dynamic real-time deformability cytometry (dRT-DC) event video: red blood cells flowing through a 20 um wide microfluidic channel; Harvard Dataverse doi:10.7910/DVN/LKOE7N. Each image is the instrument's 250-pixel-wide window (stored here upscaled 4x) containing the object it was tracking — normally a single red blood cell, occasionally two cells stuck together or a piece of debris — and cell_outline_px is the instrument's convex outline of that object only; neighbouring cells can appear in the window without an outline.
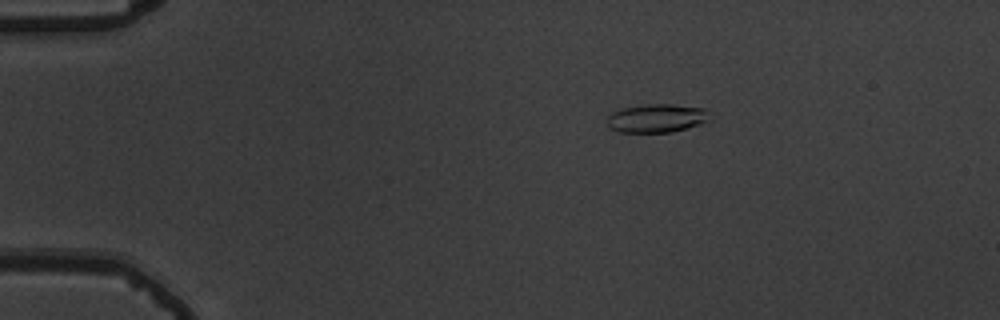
{"species": "common noctule bat (a hibernating species)", "species_latin": "Nyctalus noctula", "temperature_condition": "warm", "stored_images_in_passage": 48, "camera_frame_rate_fps": 3000, "um_per_image_px": 0.085, "animal": {"sex": "male", "body_mass_g": 19.5, "forearm_length_mm": 54.6}, "frame": {"image": 1, "passage_image": 3, "time_ms": 0.667, "image_size_px": [1000, 320], "cell_outline_px": [[708, 120], [684, 128], [668, 132], [620, 132], [608, 128], [608, 116], [612, 112], [624, 108], [648, 104], [672, 104], [704, 108]], "centroid_in_image_um": [55.73, 10.04], "position_along_channel_um": 29.3, "area_um2": 16.53}}
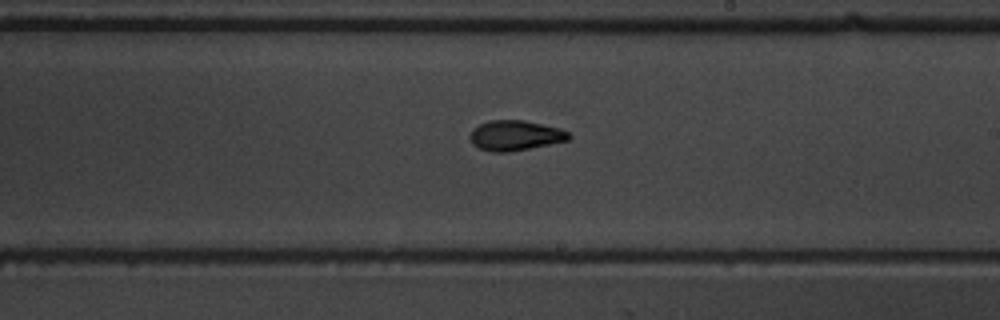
{"frame": {"image": 2, "passage_image": 26, "time_ms": 8.333, "image_size_px": [1000, 320], "cell_outline_px": [[572, 136], [568, 140], [508, 152], [492, 152], [480, 148], [472, 144], [468, 136], [472, 128], [488, 120], [524, 120], [560, 128], [568, 132]], "centroid_in_image_um": [43.75, 11.5], "position_along_channel_um": 245.3, "area_um2": 17.34}}
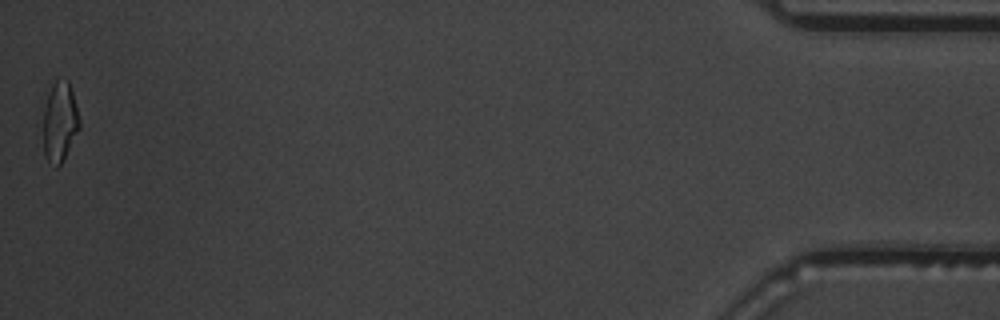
{"frame": {"image": 3, "passage_image": 48, "time_ms": 15.667, "image_size_px": [1000, 320], "cell_outline_px": [[80, 128], [60, 164], [56, 168], [44, 156], [36, 124], [48, 92], [52, 84], [56, 80], [68, 80], [72, 92], [80, 120]], "centroid_in_image_um": [4.94, 10.38], "position_along_channel_um": 430.3, "area_um2": 18.21}, "authors_computed_cell_mechanics": {"area_um2": 16.7909, "velocity_mm_per_s": 3.7217, "shape_relaxation_time_tau1_ms": 5.2244, "shape_relaxation_time_tau2_ms": 2.053, "deformation_change_tau1": 0.2024, "deformation_change_tau2": 0.0723}}